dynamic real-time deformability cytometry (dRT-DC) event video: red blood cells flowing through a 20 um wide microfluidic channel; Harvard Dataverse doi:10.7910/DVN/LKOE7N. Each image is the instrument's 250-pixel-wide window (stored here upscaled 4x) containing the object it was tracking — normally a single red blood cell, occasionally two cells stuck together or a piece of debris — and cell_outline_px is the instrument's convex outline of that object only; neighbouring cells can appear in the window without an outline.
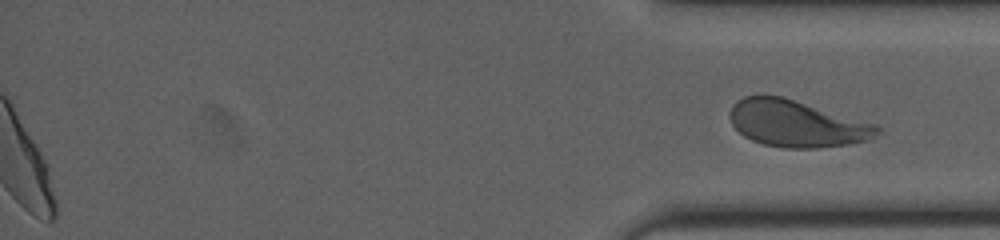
{"species": "human", "species_latin": "Homo sapiens", "temperature_condition": "cold", "stored_images_in_passage": 44, "segment_of_instrument_passage": [2, 2], "camera_frame_rate_fps": 3000, "um_per_image_px": 0.085, "donor": {"sex": "female"}, "frame": {"image": 1, "passage_image": 44, "time_ms": 14.333, "image_size_px": [1000, 240], "cell_outline_px": [[880, 132], [868, 140], [848, 144], [820, 148], [784, 148], [764, 144], [752, 140], [744, 136], [732, 124], [728, 116], [732, 104], [736, 100], [744, 96], [784, 96], [880, 124]], "centroid_in_image_um": [67.75, 10.49], "position_along_channel_um": 367.5, "area_um2": 40.63}}